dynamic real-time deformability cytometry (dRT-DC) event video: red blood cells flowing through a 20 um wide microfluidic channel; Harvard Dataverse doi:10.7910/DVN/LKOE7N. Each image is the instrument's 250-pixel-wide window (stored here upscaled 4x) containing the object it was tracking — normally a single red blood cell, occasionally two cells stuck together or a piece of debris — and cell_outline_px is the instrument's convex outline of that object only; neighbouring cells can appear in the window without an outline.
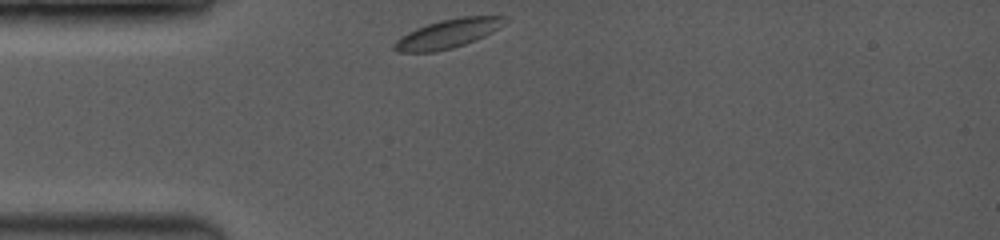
{"species": "common noctule bat (a hibernating species)", "species_latin": "Nyctalus noctula", "temperature_condition": "room temperature", "stored_images_in_passage": 6, "camera_frame_rate_fps": 3500, "um_per_image_px": 0.085, "animal": {"sex": "female", "body_mass_g": 19.0, "forearm_length_mm": 53.3}, "frame": {"image": 1, "passage_image": 1, "time_ms": 0.0, "image_size_px": [1000, 240], "cell_outline_px": [[508, 16], [504, 24], [500, 28], [476, 40], [452, 48], [432, 52], [396, 52], [392, 48], [392, 44], [400, 36], [416, 28], [440, 20], [464, 16]], "centroid_in_image_um": [38.05, 2.86], "position_along_channel_um": 46.9, "area_um2": 18.67}}
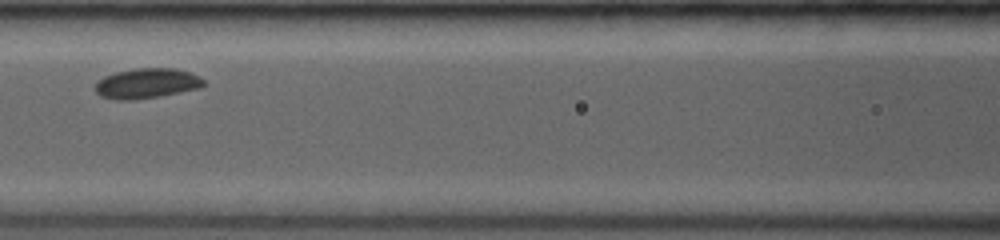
{"frame": {"image": 2, "passage_image": 4, "time_ms": 3.143, "image_size_px": [1000, 240], "cell_outline_px": [[204, 84], [200, 88], [160, 96], [132, 100], [116, 100], [100, 96], [96, 92], [96, 84], [104, 76], [116, 72], [136, 68], [172, 68], [192, 72], [200, 76], [204, 80]], "centroid_in_image_um": [12.5, 7.08], "position_along_channel_um": 154.1, "area_um2": 19.02}}
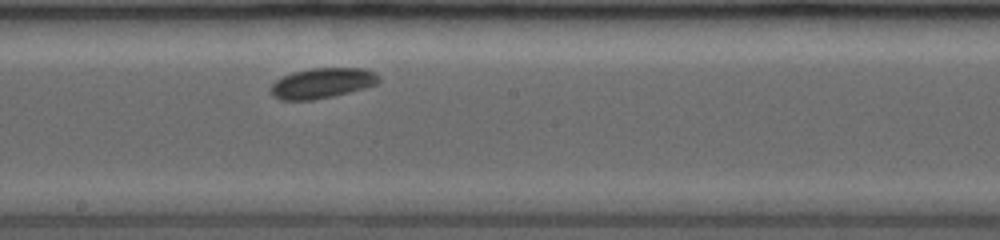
{"frame": {"image": 3, "passage_image": 6, "time_ms": 4.857, "image_size_px": [1000, 240], "cell_outline_px": [[380, 80], [376, 84], [364, 88], [316, 100], [280, 100], [272, 96], [268, 92], [272, 84], [276, 80], [292, 72], [312, 68], [364, 68], [376, 72], [380, 76]], "centroid_in_image_um": [27.36, 7.07], "position_along_channel_um": 220.8, "area_um2": 19.25}}